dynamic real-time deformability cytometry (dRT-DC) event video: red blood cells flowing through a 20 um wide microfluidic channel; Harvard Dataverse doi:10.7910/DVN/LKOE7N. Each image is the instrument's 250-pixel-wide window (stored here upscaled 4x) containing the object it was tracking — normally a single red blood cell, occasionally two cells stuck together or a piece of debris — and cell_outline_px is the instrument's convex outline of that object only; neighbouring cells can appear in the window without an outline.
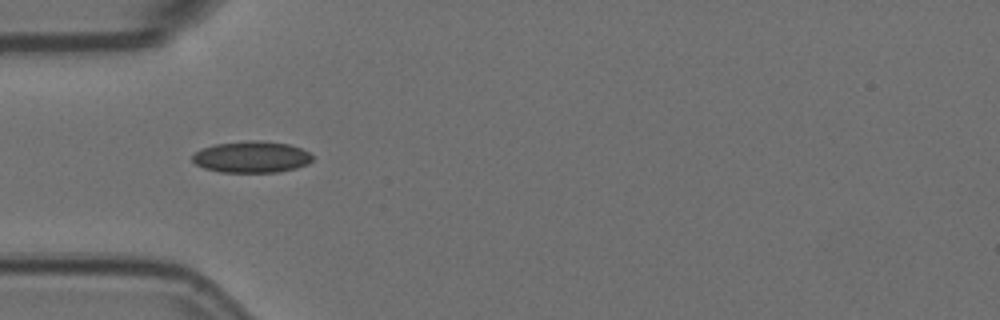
{"species": "Egyptian fruit bat (a non-hibernating species)", "species_latin": "Rousettus aegyptiacus", "temperature_condition": "room temperature", "stored_images_in_passage": 12, "camera_frame_rate_fps": 3000, "um_per_image_px": 0.085, "animal": {"sex": "female"}, "frame": {"image": 1, "passage_image": 3, "time_ms": 0.667, "image_size_px": [1000, 320], "cell_outline_px": [[312, 160], [308, 164], [296, 168], [280, 172], [220, 172], [204, 168], [196, 164], [192, 160], [192, 156], [200, 148], [216, 144], [244, 140], [260, 140], [288, 144], [300, 148], [308, 152], [312, 156]], "centroid_in_image_um": [21.37, 13.34], "position_along_channel_um": 63.6, "area_um2": 22.14}}